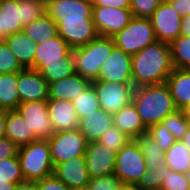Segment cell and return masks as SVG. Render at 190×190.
<instances>
[{"mask_svg": "<svg viewBox=\"0 0 190 190\" xmlns=\"http://www.w3.org/2000/svg\"><path fill=\"white\" fill-rule=\"evenodd\" d=\"M181 18L175 8L164 0L150 17L157 40L167 44L174 41L181 32Z\"/></svg>", "mask_w": 190, "mask_h": 190, "instance_id": "7c38bea8", "label": "cell"}, {"mask_svg": "<svg viewBox=\"0 0 190 190\" xmlns=\"http://www.w3.org/2000/svg\"><path fill=\"white\" fill-rule=\"evenodd\" d=\"M145 157L147 170L158 172L166 167L165 152L156 145L155 141L147 134L136 139Z\"/></svg>", "mask_w": 190, "mask_h": 190, "instance_id": "f546056e", "label": "cell"}, {"mask_svg": "<svg viewBox=\"0 0 190 190\" xmlns=\"http://www.w3.org/2000/svg\"><path fill=\"white\" fill-rule=\"evenodd\" d=\"M18 160L25 181L36 182L53 174L54 164L48 140L38 139L19 147Z\"/></svg>", "mask_w": 190, "mask_h": 190, "instance_id": "277c9868", "label": "cell"}, {"mask_svg": "<svg viewBox=\"0 0 190 190\" xmlns=\"http://www.w3.org/2000/svg\"><path fill=\"white\" fill-rule=\"evenodd\" d=\"M132 102L147 129L178 110L166 82L134 88Z\"/></svg>", "mask_w": 190, "mask_h": 190, "instance_id": "7a4b0ae2", "label": "cell"}, {"mask_svg": "<svg viewBox=\"0 0 190 190\" xmlns=\"http://www.w3.org/2000/svg\"><path fill=\"white\" fill-rule=\"evenodd\" d=\"M173 69L169 44L157 41L132 56L133 87L164 83Z\"/></svg>", "mask_w": 190, "mask_h": 190, "instance_id": "6da1fadb", "label": "cell"}, {"mask_svg": "<svg viewBox=\"0 0 190 190\" xmlns=\"http://www.w3.org/2000/svg\"><path fill=\"white\" fill-rule=\"evenodd\" d=\"M5 137L18 148L38 140L16 110L7 111Z\"/></svg>", "mask_w": 190, "mask_h": 190, "instance_id": "484cf974", "label": "cell"}, {"mask_svg": "<svg viewBox=\"0 0 190 190\" xmlns=\"http://www.w3.org/2000/svg\"><path fill=\"white\" fill-rule=\"evenodd\" d=\"M113 125V114L99 109L79 120L78 129L87 142L98 141Z\"/></svg>", "mask_w": 190, "mask_h": 190, "instance_id": "44dd1931", "label": "cell"}, {"mask_svg": "<svg viewBox=\"0 0 190 190\" xmlns=\"http://www.w3.org/2000/svg\"><path fill=\"white\" fill-rule=\"evenodd\" d=\"M107 82L133 83L132 56L114 46L110 56L101 66L98 79Z\"/></svg>", "mask_w": 190, "mask_h": 190, "instance_id": "4fadbf2b", "label": "cell"}, {"mask_svg": "<svg viewBox=\"0 0 190 190\" xmlns=\"http://www.w3.org/2000/svg\"><path fill=\"white\" fill-rule=\"evenodd\" d=\"M54 21L57 24L58 35L61 36L72 49L87 45L90 41L99 36L93 19Z\"/></svg>", "mask_w": 190, "mask_h": 190, "instance_id": "5bb4252c", "label": "cell"}, {"mask_svg": "<svg viewBox=\"0 0 190 190\" xmlns=\"http://www.w3.org/2000/svg\"><path fill=\"white\" fill-rule=\"evenodd\" d=\"M113 124L131 139H137L147 133L133 102L113 114Z\"/></svg>", "mask_w": 190, "mask_h": 190, "instance_id": "cb8c5ba5", "label": "cell"}, {"mask_svg": "<svg viewBox=\"0 0 190 190\" xmlns=\"http://www.w3.org/2000/svg\"><path fill=\"white\" fill-rule=\"evenodd\" d=\"M48 141L54 167L69 159L84 156L88 143L78 128L56 132Z\"/></svg>", "mask_w": 190, "mask_h": 190, "instance_id": "52a82bcc", "label": "cell"}, {"mask_svg": "<svg viewBox=\"0 0 190 190\" xmlns=\"http://www.w3.org/2000/svg\"><path fill=\"white\" fill-rule=\"evenodd\" d=\"M47 104L54 133L78 128L79 119L72 101L48 99Z\"/></svg>", "mask_w": 190, "mask_h": 190, "instance_id": "ac0fdd59", "label": "cell"}, {"mask_svg": "<svg viewBox=\"0 0 190 190\" xmlns=\"http://www.w3.org/2000/svg\"><path fill=\"white\" fill-rule=\"evenodd\" d=\"M165 82L177 109L185 110L190 105V69L174 68Z\"/></svg>", "mask_w": 190, "mask_h": 190, "instance_id": "603a6c76", "label": "cell"}, {"mask_svg": "<svg viewBox=\"0 0 190 190\" xmlns=\"http://www.w3.org/2000/svg\"><path fill=\"white\" fill-rule=\"evenodd\" d=\"M91 82L76 72L56 82L49 83V99L73 101Z\"/></svg>", "mask_w": 190, "mask_h": 190, "instance_id": "d6986e66", "label": "cell"}, {"mask_svg": "<svg viewBox=\"0 0 190 190\" xmlns=\"http://www.w3.org/2000/svg\"><path fill=\"white\" fill-rule=\"evenodd\" d=\"M169 47L173 68L190 69V36L179 35Z\"/></svg>", "mask_w": 190, "mask_h": 190, "instance_id": "1f68e13d", "label": "cell"}, {"mask_svg": "<svg viewBox=\"0 0 190 190\" xmlns=\"http://www.w3.org/2000/svg\"><path fill=\"white\" fill-rule=\"evenodd\" d=\"M117 152L98 141L88 142L85 150V162L90 179L114 175Z\"/></svg>", "mask_w": 190, "mask_h": 190, "instance_id": "8fae6325", "label": "cell"}, {"mask_svg": "<svg viewBox=\"0 0 190 190\" xmlns=\"http://www.w3.org/2000/svg\"><path fill=\"white\" fill-rule=\"evenodd\" d=\"M0 181L13 184L25 182L18 157H9L0 161Z\"/></svg>", "mask_w": 190, "mask_h": 190, "instance_id": "e575fe53", "label": "cell"}, {"mask_svg": "<svg viewBox=\"0 0 190 190\" xmlns=\"http://www.w3.org/2000/svg\"><path fill=\"white\" fill-rule=\"evenodd\" d=\"M93 6H104L114 8H130L131 0H91Z\"/></svg>", "mask_w": 190, "mask_h": 190, "instance_id": "bcb514c9", "label": "cell"}, {"mask_svg": "<svg viewBox=\"0 0 190 190\" xmlns=\"http://www.w3.org/2000/svg\"><path fill=\"white\" fill-rule=\"evenodd\" d=\"M37 71L48 84L72 75L75 73L73 50L62 61L44 62Z\"/></svg>", "mask_w": 190, "mask_h": 190, "instance_id": "4316f807", "label": "cell"}, {"mask_svg": "<svg viewBox=\"0 0 190 190\" xmlns=\"http://www.w3.org/2000/svg\"><path fill=\"white\" fill-rule=\"evenodd\" d=\"M72 51L68 43L59 35L37 44L33 70H37L44 62L62 61Z\"/></svg>", "mask_w": 190, "mask_h": 190, "instance_id": "ffe728a7", "label": "cell"}, {"mask_svg": "<svg viewBox=\"0 0 190 190\" xmlns=\"http://www.w3.org/2000/svg\"><path fill=\"white\" fill-rule=\"evenodd\" d=\"M185 114L188 116L190 120V105L184 110Z\"/></svg>", "mask_w": 190, "mask_h": 190, "instance_id": "9f6ffc18", "label": "cell"}, {"mask_svg": "<svg viewBox=\"0 0 190 190\" xmlns=\"http://www.w3.org/2000/svg\"><path fill=\"white\" fill-rule=\"evenodd\" d=\"M164 155L166 166L172 171L185 174L189 170L190 151L181 140L176 141Z\"/></svg>", "mask_w": 190, "mask_h": 190, "instance_id": "4dcf8cb0", "label": "cell"}, {"mask_svg": "<svg viewBox=\"0 0 190 190\" xmlns=\"http://www.w3.org/2000/svg\"><path fill=\"white\" fill-rule=\"evenodd\" d=\"M15 190H38L36 182L25 181L16 184Z\"/></svg>", "mask_w": 190, "mask_h": 190, "instance_id": "f907efd6", "label": "cell"}, {"mask_svg": "<svg viewBox=\"0 0 190 190\" xmlns=\"http://www.w3.org/2000/svg\"><path fill=\"white\" fill-rule=\"evenodd\" d=\"M164 180V171L148 170L136 185L140 190H161Z\"/></svg>", "mask_w": 190, "mask_h": 190, "instance_id": "b9f144b4", "label": "cell"}, {"mask_svg": "<svg viewBox=\"0 0 190 190\" xmlns=\"http://www.w3.org/2000/svg\"><path fill=\"white\" fill-rule=\"evenodd\" d=\"M24 68L20 65L14 53L5 41H0V74L21 72Z\"/></svg>", "mask_w": 190, "mask_h": 190, "instance_id": "74e56055", "label": "cell"}, {"mask_svg": "<svg viewBox=\"0 0 190 190\" xmlns=\"http://www.w3.org/2000/svg\"><path fill=\"white\" fill-rule=\"evenodd\" d=\"M97 94L101 109L115 114L133 100V83L107 82L95 80L91 82Z\"/></svg>", "mask_w": 190, "mask_h": 190, "instance_id": "ba28073f", "label": "cell"}, {"mask_svg": "<svg viewBox=\"0 0 190 190\" xmlns=\"http://www.w3.org/2000/svg\"><path fill=\"white\" fill-rule=\"evenodd\" d=\"M18 72L0 74V109L16 110L20 104L17 90Z\"/></svg>", "mask_w": 190, "mask_h": 190, "instance_id": "f1b7e54d", "label": "cell"}, {"mask_svg": "<svg viewBox=\"0 0 190 190\" xmlns=\"http://www.w3.org/2000/svg\"><path fill=\"white\" fill-rule=\"evenodd\" d=\"M18 147L7 137L0 139V161L9 157H18Z\"/></svg>", "mask_w": 190, "mask_h": 190, "instance_id": "f6af8a7d", "label": "cell"}, {"mask_svg": "<svg viewBox=\"0 0 190 190\" xmlns=\"http://www.w3.org/2000/svg\"><path fill=\"white\" fill-rule=\"evenodd\" d=\"M22 31L37 44L58 35L57 24L47 13L24 26Z\"/></svg>", "mask_w": 190, "mask_h": 190, "instance_id": "83f0119b", "label": "cell"}, {"mask_svg": "<svg viewBox=\"0 0 190 190\" xmlns=\"http://www.w3.org/2000/svg\"><path fill=\"white\" fill-rule=\"evenodd\" d=\"M16 184L0 181V190H15Z\"/></svg>", "mask_w": 190, "mask_h": 190, "instance_id": "f5cc1de1", "label": "cell"}, {"mask_svg": "<svg viewBox=\"0 0 190 190\" xmlns=\"http://www.w3.org/2000/svg\"><path fill=\"white\" fill-rule=\"evenodd\" d=\"M181 36H190V14L181 18Z\"/></svg>", "mask_w": 190, "mask_h": 190, "instance_id": "c3c4849f", "label": "cell"}, {"mask_svg": "<svg viewBox=\"0 0 190 190\" xmlns=\"http://www.w3.org/2000/svg\"><path fill=\"white\" fill-rule=\"evenodd\" d=\"M90 190H121L125 185L115 176L94 178L89 181Z\"/></svg>", "mask_w": 190, "mask_h": 190, "instance_id": "7bdbcfd3", "label": "cell"}, {"mask_svg": "<svg viewBox=\"0 0 190 190\" xmlns=\"http://www.w3.org/2000/svg\"><path fill=\"white\" fill-rule=\"evenodd\" d=\"M162 171H164V180L161 190H189L190 184L184 173L172 171L167 166Z\"/></svg>", "mask_w": 190, "mask_h": 190, "instance_id": "f35d334b", "label": "cell"}, {"mask_svg": "<svg viewBox=\"0 0 190 190\" xmlns=\"http://www.w3.org/2000/svg\"><path fill=\"white\" fill-rule=\"evenodd\" d=\"M115 46L112 37L98 36L87 45L72 49L75 72L93 82Z\"/></svg>", "mask_w": 190, "mask_h": 190, "instance_id": "3957f363", "label": "cell"}, {"mask_svg": "<svg viewBox=\"0 0 190 190\" xmlns=\"http://www.w3.org/2000/svg\"><path fill=\"white\" fill-rule=\"evenodd\" d=\"M38 190H70L60 179L55 175L45 177L42 180L36 181Z\"/></svg>", "mask_w": 190, "mask_h": 190, "instance_id": "ee69618b", "label": "cell"}, {"mask_svg": "<svg viewBox=\"0 0 190 190\" xmlns=\"http://www.w3.org/2000/svg\"><path fill=\"white\" fill-rule=\"evenodd\" d=\"M121 190H140L136 186H124Z\"/></svg>", "mask_w": 190, "mask_h": 190, "instance_id": "db71d44e", "label": "cell"}, {"mask_svg": "<svg viewBox=\"0 0 190 190\" xmlns=\"http://www.w3.org/2000/svg\"><path fill=\"white\" fill-rule=\"evenodd\" d=\"M48 87V82L37 70L24 69L18 72L17 90L20 97V103L29 101H48Z\"/></svg>", "mask_w": 190, "mask_h": 190, "instance_id": "2e32d148", "label": "cell"}, {"mask_svg": "<svg viewBox=\"0 0 190 190\" xmlns=\"http://www.w3.org/2000/svg\"><path fill=\"white\" fill-rule=\"evenodd\" d=\"M23 27L46 13V0H21Z\"/></svg>", "mask_w": 190, "mask_h": 190, "instance_id": "d590c367", "label": "cell"}, {"mask_svg": "<svg viewBox=\"0 0 190 190\" xmlns=\"http://www.w3.org/2000/svg\"><path fill=\"white\" fill-rule=\"evenodd\" d=\"M21 0H6L0 3V41H5L11 34L23 30Z\"/></svg>", "mask_w": 190, "mask_h": 190, "instance_id": "7402d4cb", "label": "cell"}, {"mask_svg": "<svg viewBox=\"0 0 190 190\" xmlns=\"http://www.w3.org/2000/svg\"><path fill=\"white\" fill-rule=\"evenodd\" d=\"M91 0H46V13L53 20L93 19Z\"/></svg>", "mask_w": 190, "mask_h": 190, "instance_id": "9a60e30c", "label": "cell"}, {"mask_svg": "<svg viewBox=\"0 0 190 190\" xmlns=\"http://www.w3.org/2000/svg\"><path fill=\"white\" fill-rule=\"evenodd\" d=\"M147 171L145 157L136 139L117 152L114 175L124 185L136 186Z\"/></svg>", "mask_w": 190, "mask_h": 190, "instance_id": "8992f818", "label": "cell"}, {"mask_svg": "<svg viewBox=\"0 0 190 190\" xmlns=\"http://www.w3.org/2000/svg\"><path fill=\"white\" fill-rule=\"evenodd\" d=\"M181 141L185 144V146L190 151V125L188 126L187 131Z\"/></svg>", "mask_w": 190, "mask_h": 190, "instance_id": "816d5d0a", "label": "cell"}, {"mask_svg": "<svg viewBox=\"0 0 190 190\" xmlns=\"http://www.w3.org/2000/svg\"><path fill=\"white\" fill-rule=\"evenodd\" d=\"M93 22L99 36L113 37L132 19L130 8L93 6Z\"/></svg>", "mask_w": 190, "mask_h": 190, "instance_id": "30bf717a", "label": "cell"}, {"mask_svg": "<svg viewBox=\"0 0 190 190\" xmlns=\"http://www.w3.org/2000/svg\"><path fill=\"white\" fill-rule=\"evenodd\" d=\"M9 49L14 53L20 65L24 69L33 70V61L37 43H35L23 31L11 34L5 39Z\"/></svg>", "mask_w": 190, "mask_h": 190, "instance_id": "d4e9b609", "label": "cell"}, {"mask_svg": "<svg viewBox=\"0 0 190 190\" xmlns=\"http://www.w3.org/2000/svg\"><path fill=\"white\" fill-rule=\"evenodd\" d=\"M160 123L170 131L176 141H179L185 135L190 125V120L184 110H177L173 114L168 115Z\"/></svg>", "mask_w": 190, "mask_h": 190, "instance_id": "836d02e7", "label": "cell"}, {"mask_svg": "<svg viewBox=\"0 0 190 190\" xmlns=\"http://www.w3.org/2000/svg\"><path fill=\"white\" fill-rule=\"evenodd\" d=\"M16 111L33 131L37 139L49 140L54 130L48 114L47 101H29L20 103Z\"/></svg>", "mask_w": 190, "mask_h": 190, "instance_id": "9c48e42d", "label": "cell"}, {"mask_svg": "<svg viewBox=\"0 0 190 190\" xmlns=\"http://www.w3.org/2000/svg\"><path fill=\"white\" fill-rule=\"evenodd\" d=\"M73 107L77 112L78 119L101 109L100 103L97 99L96 91L91 83L83 93L76 97L73 101Z\"/></svg>", "mask_w": 190, "mask_h": 190, "instance_id": "d6a6232c", "label": "cell"}, {"mask_svg": "<svg viewBox=\"0 0 190 190\" xmlns=\"http://www.w3.org/2000/svg\"><path fill=\"white\" fill-rule=\"evenodd\" d=\"M147 134L164 152L176 142L175 137L161 123L150 126L147 129Z\"/></svg>", "mask_w": 190, "mask_h": 190, "instance_id": "ab89813d", "label": "cell"}, {"mask_svg": "<svg viewBox=\"0 0 190 190\" xmlns=\"http://www.w3.org/2000/svg\"><path fill=\"white\" fill-rule=\"evenodd\" d=\"M70 190H90L89 186L80 187V188H71Z\"/></svg>", "mask_w": 190, "mask_h": 190, "instance_id": "11a10c76", "label": "cell"}, {"mask_svg": "<svg viewBox=\"0 0 190 190\" xmlns=\"http://www.w3.org/2000/svg\"><path fill=\"white\" fill-rule=\"evenodd\" d=\"M112 39L115 46L131 56L158 41L150 18L142 17H132L127 26Z\"/></svg>", "mask_w": 190, "mask_h": 190, "instance_id": "5b68a950", "label": "cell"}, {"mask_svg": "<svg viewBox=\"0 0 190 190\" xmlns=\"http://www.w3.org/2000/svg\"><path fill=\"white\" fill-rule=\"evenodd\" d=\"M185 175H186V178H187V180H188V182H189V184H190V168H189V170L185 173ZM189 190H190V188H189Z\"/></svg>", "mask_w": 190, "mask_h": 190, "instance_id": "6f0895ef", "label": "cell"}, {"mask_svg": "<svg viewBox=\"0 0 190 190\" xmlns=\"http://www.w3.org/2000/svg\"><path fill=\"white\" fill-rule=\"evenodd\" d=\"M6 116L7 110L0 109V139L5 137L6 133Z\"/></svg>", "mask_w": 190, "mask_h": 190, "instance_id": "681fc988", "label": "cell"}, {"mask_svg": "<svg viewBox=\"0 0 190 190\" xmlns=\"http://www.w3.org/2000/svg\"><path fill=\"white\" fill-rule=\"evenodd\" d=\"M164 0H131L130 11L133 17L150 18Z\"/></svg>", "mask_w": 190, "mask_h": 190, "instance_id": "60d3db41", "label": "cell"}, {"mask_svg": "<svg viewBox=\"0 0 190 190\" xmlns=\"http://www.w3.org/2000/svg\"><path fill=\"white\" fill-rule=\"evenodd\" d=\"M130 140L125 133L120 131L114 124L102 135L98 142L115 152H119Z\"/></svg>", "mask_w": 190, "mask_h": 190, "instance_id": "8d00e7d4", "label": "cell"}, {"mask_svg": "<svg viewBox=\"0 0 190 190\" xmlns=\"http://www.w3.org/2000/svg\"><path fill=\"white\" fill-rule=\"evenodd\" d=\"M176 12L183 17L190 14V0H167Z\"/></svg>", "mask_w": 190, "mask_h": 190, "instance_id": "7dc6e473", "label": "cell"}, {"mask_svg": "<svg viewBox=\"0 0 190 190\" xmlns=\"http://www.w3.org/2000/svg\"><path fill=\"white\" fill-rule=\"evenodd\" d=\"M53 175L69 189L88 186L90 181L84 156L57 164L54 167Z\"/></svg>", "mask_w": 190, "mask_h": 190, "instance_id": "e0dca14e", "label": "cell"}]
</instances>
